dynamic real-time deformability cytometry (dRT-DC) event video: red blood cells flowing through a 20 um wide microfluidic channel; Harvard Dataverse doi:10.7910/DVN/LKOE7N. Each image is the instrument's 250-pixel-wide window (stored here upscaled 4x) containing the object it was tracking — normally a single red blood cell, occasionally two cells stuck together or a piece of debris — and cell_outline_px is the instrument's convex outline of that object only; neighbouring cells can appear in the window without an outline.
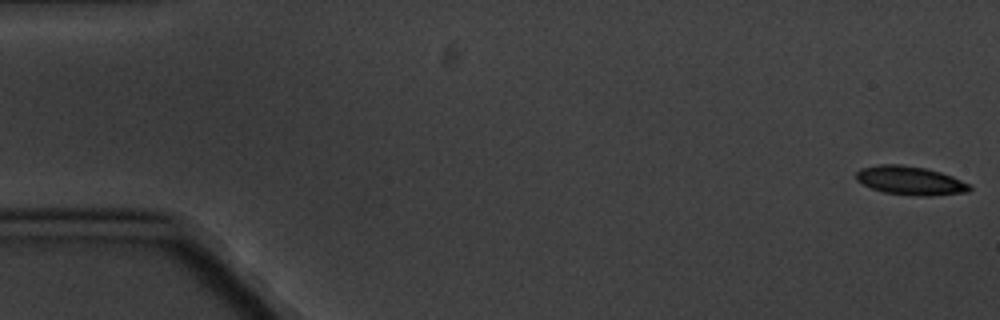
{"species": "common noctule bat (a hibernating species)", "species_latin": "Nyctalus noctula", "temperature_condition": "cold", "stored_images_in_passage": 5, "camera_frame_rate_fps": 3000, "um_per_image_px": 0.085, "animal": {"sex": "male", "body_mass_g": 20.1, "forearm_length_mm": 53.5}, "frame": {"image": 1, "passage_image": 1, "time_ms": 0.0, "image_size_px": [1000, 320], "cell_outline_px": [[972, 188], [968, 192], [932, 196], [916, 196], [884, 192], [872, 188], [856, 180], [856, 172], [860, 168], [880, 164], [900, 164], [924, 168], [940, 172], [952, 176], [972, 184]], "centroid_in_image_um": [77.4, 15.35], "position_along_channel_um": 7.6, "area_um2": 19.07}}